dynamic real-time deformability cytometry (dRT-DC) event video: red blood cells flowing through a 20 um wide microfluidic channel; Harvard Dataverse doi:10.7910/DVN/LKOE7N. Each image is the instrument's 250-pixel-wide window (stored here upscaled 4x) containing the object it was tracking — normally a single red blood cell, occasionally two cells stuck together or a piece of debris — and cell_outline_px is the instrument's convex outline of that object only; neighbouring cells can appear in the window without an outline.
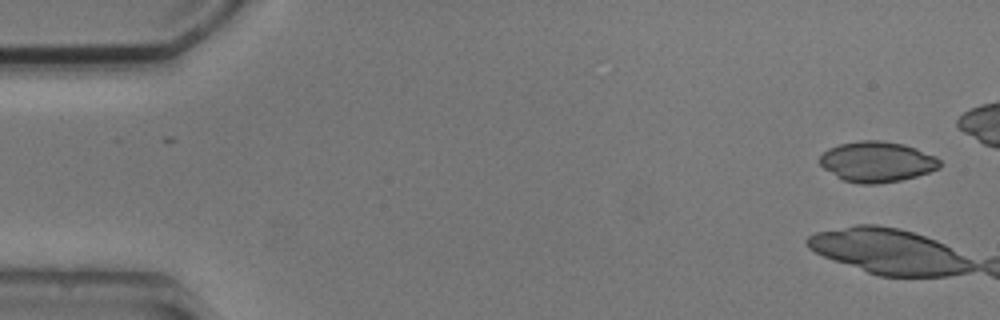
{"species": "common noctule bat (a hibernating species)", "species_latin": "Nyctalus noctula", "temperature_condition": "cold", "stored_images_in_passage": 2, "camera_frame_rate_fps": 3000, "um_per_image_px": 0.085, "animal": {"sex": "male", "body_mass_g": 20.5, "forearm_length_mm": 52.5}, "frame": {"image": 1, "passage_image": 1, "time_ms": 0.0, "image_size_px": [1000, 320], "cell_outline_px": [[940, 168], [916, 176], [900, 180], [876, 184], [860, 184], [844, 180], [836, 176], [824, 168], [820, 164], [820, 156], [828, 148], [840, 144], [860, 140], [880, 140], [904, 144], [916, 148], [936, 156], [940, 160]], "centroid_in_image_um": [74.55, 13.74], "position_along_channel_um": 10.5, "area_um2": 28.26}}